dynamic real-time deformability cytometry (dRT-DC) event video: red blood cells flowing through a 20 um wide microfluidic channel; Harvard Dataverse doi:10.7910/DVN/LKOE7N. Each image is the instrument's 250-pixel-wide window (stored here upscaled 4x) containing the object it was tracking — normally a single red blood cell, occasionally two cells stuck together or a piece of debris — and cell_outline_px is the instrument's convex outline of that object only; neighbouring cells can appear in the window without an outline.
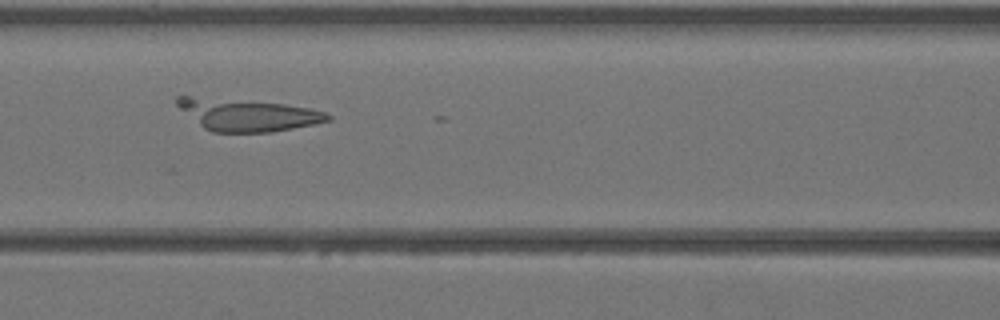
{"species": "Egyptian fruit bat (a non-hibernating species)", "species_latin": "Rousettus aegyptiacus", "temperature_condition": "warm", "stored_images_in_passage": 19, "camera_frame_rate_fps": 3000, "um_per_image_px": 0.085, "animal": {"sex": "female"}, "frame": {"image": 1, "passage_image": 15, "time_ms": 4.667, "image_size_px": [1000, 320], "cell_outline_px": [[332, 120], [272, 132], [212, 132], [204, 128], [180, 108], [176, 104], [176, 96], [188, 96], [284, 104], [308, 108], [324, 112], [332, 116]], "centroid_in_image_um": [21.04, 9.77], "position_along_channel_um": 145.6, "area_um2": 27.51}}
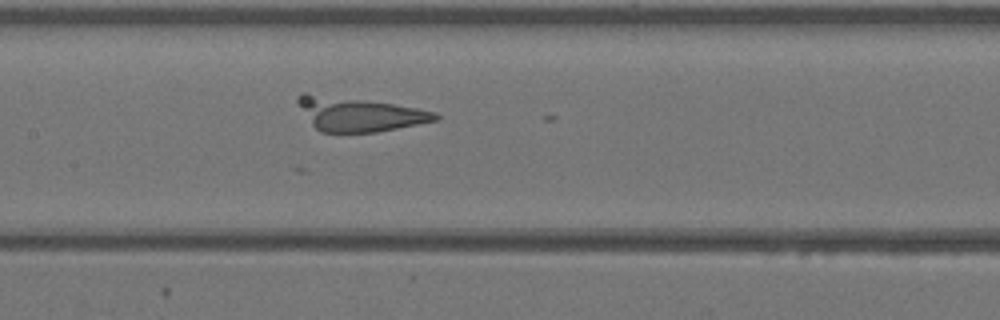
{"frame": {"image": 2, "passage_image": 17, "time_ms": 5.333, "image_size_px": [1000, 320], "cell_outline_px": [[440, 120], [376, 132], [320, 132], [312, 124], [296, 100], [296, 96], [300, 92], [304, 92], [392, 104], [416, 108], [436, 112], [440, 116]], "centroid_in_image_um": [30.53, 9.71], "position_along_channel_um": 176.9, "area_um2": 26.76}}